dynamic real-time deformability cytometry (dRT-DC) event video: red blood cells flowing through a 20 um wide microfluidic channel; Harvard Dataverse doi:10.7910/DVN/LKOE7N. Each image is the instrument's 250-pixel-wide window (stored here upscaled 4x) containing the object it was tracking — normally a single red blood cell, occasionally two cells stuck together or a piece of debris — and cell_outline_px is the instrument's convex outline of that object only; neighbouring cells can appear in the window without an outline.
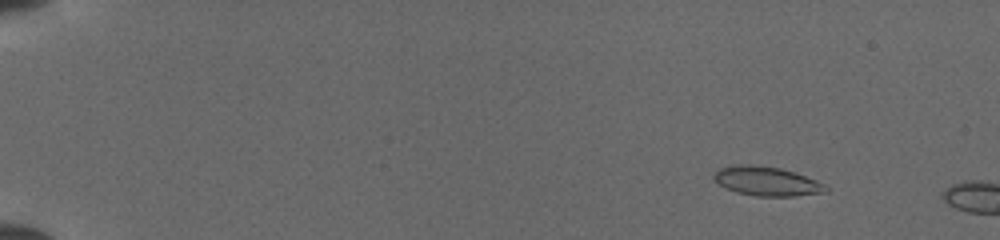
{"species": "common noctule bat (a hibernating species)", "species_latin": "Nyctalus noctula", "temperature_condition": "cold", "stored_images_in_passage": 10, "camera_frame_rate_fps": 3000, "um_per_image_px": 0.085, "animal": {"sex": "female", "body_mass_g": 19.5, "forearm_length_mm": 54.1}, "frame": {"image": 1, "passage_image": 7, "time_ms": 2.0, "image_size_px": [1000, 240], "cell_outline_px": [[828, 192], [796, 196], [756, 196], [736, 192], [720, 184], [712, 176], [720, 168], [736, 164], [752, 164], [780, 168], [796, 172], [816, 180], [824, 184], [828, 188]], "centroid_in_image_um": [65.21, 15.4], "position_along_channel_um": 19.8, "area_um2": 19.02}}